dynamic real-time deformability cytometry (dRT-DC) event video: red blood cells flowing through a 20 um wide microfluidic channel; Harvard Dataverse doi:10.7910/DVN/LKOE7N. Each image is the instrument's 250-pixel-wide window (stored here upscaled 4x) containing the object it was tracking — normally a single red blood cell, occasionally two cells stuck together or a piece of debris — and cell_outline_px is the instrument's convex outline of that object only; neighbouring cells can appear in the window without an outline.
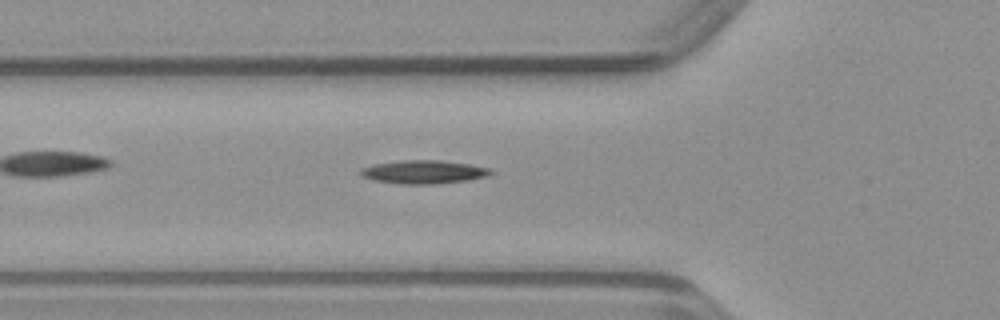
{"species": "common noctule bat (a hibernating species)", "species_latin": "Nyctalus noctula", "temperature_condition": "warm", "stored_images_in_passage": 48, "camera_frame_rate_fps": 3000, "um_per_image_px": 0.085, "animal": {"sex": "male", "body_mass_g": 23.1, "forearm_length_mm": 52.7}, "frame": {"image": 1, "passage_image": 16, "time_ms": 5.0, "image_size_px": [1000, 320], "cell_outline_px": [[496, 172], [488, 176], [468, 180], [436, 184], [400, 184], [372, 180], [360, 176], [360, 168], [372, 164], [404, 160], [436, 160], [468, 164], [492, 168]], "centroid_in_image_um": [36.01, 14.62], "position_along_channel_um": 89.8, "area_um2": 17.98}}
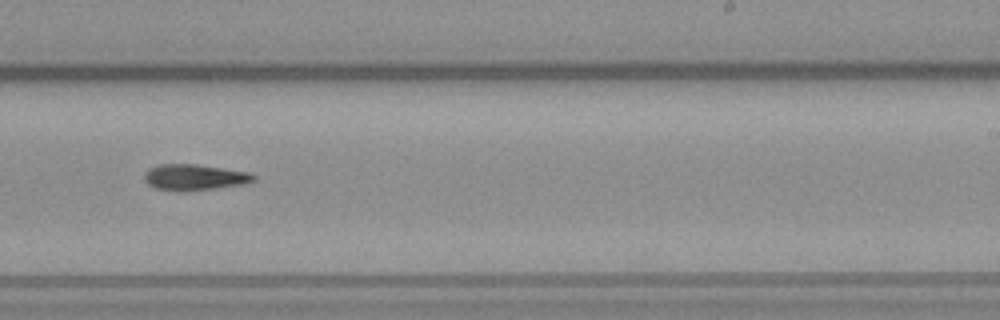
{"frame": {"image": 2, "passage_image": 29, "time_ms": 9.333, "image_size_px": [1000, 320], "cell_outline_px": [[256, 180], [244, 184], [216, 188], [184, 192], [172, 192], [156, 188], [148, 184], [144, 180], [144, 172], [148, 168], [160, 164], [196, 164], [248, 172], [256, 176]], "centroid_in_image_um": [16.49, 15.08], "position_along_channel_um": 272.5, "area_um2": 16.82}}
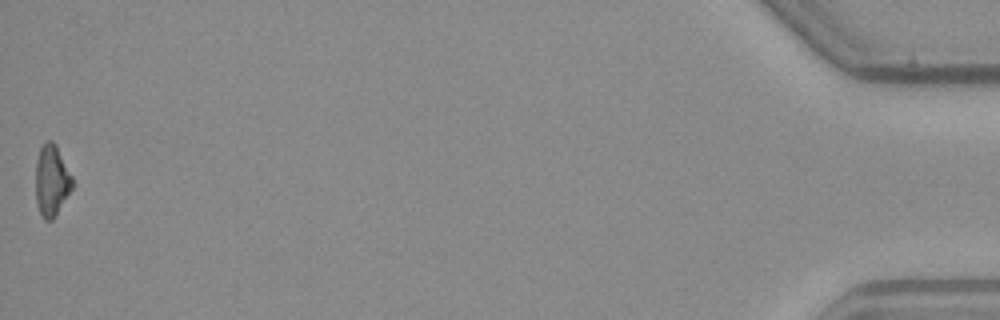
{"frame": {"image": 3, "passage_image": 48, "time_ms": 15.667, "image_size_px": [1000, 320], "cell_outline_px": [[72, 188], [52, 220], [44, 220], [36, 204], [36, 160], [40, 148], [48, 140], [52, 140], [56, 144], [72, 176]], "centroid_in_image_um": [4.38, 15.33], "position_along_channel_um": 430.8, "area_um2": 15.03}}